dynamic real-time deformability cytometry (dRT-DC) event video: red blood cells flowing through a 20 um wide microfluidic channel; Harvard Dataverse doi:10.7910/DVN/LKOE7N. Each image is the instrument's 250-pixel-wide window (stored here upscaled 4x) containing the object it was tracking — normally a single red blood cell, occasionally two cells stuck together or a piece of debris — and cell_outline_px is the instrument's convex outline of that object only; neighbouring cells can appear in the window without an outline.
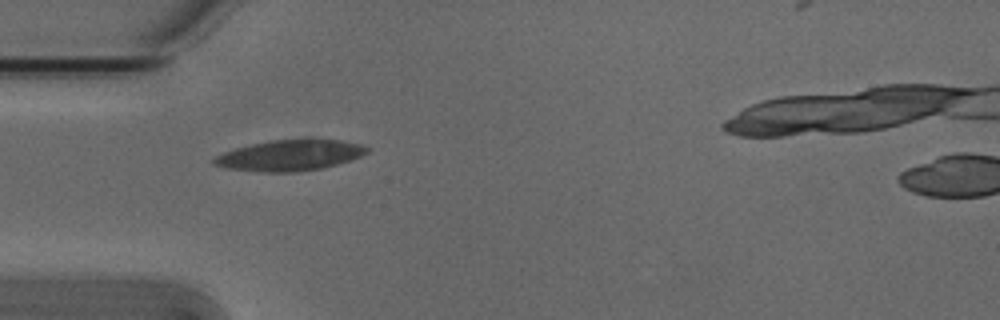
{"species": "Egyptian fruit bat (a non-hibernating species)", "species_latin": "Rousettus aegyptiacus", "temperature_condition": "cold", "stored_images_in_passage": 2, "camera_frame_rate_fps": 3000, "um_per_image_px": 0.085, "animal": {"sex": "male"}, "frame": {"image": 1, "passage_image": 1, "time_ms": 0.0, "image_size_px": [1000, 320], "cell_outline_px": [[368, 152], [360, 156], [336, 164], [320, 168], [296, 172], [260, 172], [228, 168], [212, 164], [212, 160], [216, 156], [224, 152], [236, 148], [252, 144], [272, 140], [304, 136], [340, 140], [360, 144], [368, 148]], "centroid_in_image_um": [24.65, 13.16], "position_along_channel_um": 60.4, "area_um2": 27.92}}
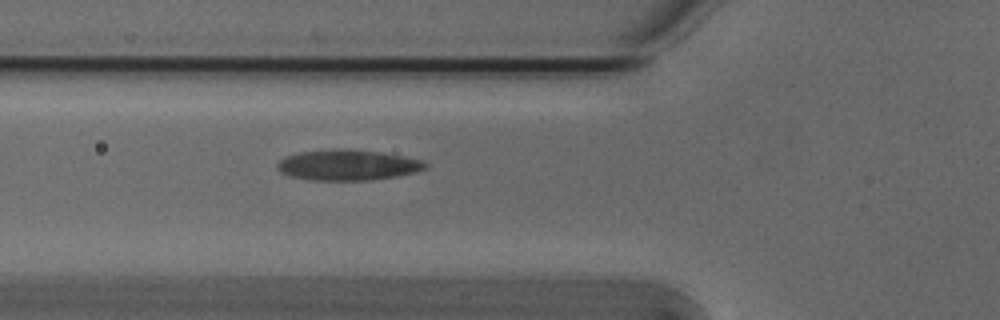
{"frame": {"image": 2, "passage_image": 2, "time_ms": 0.333, "image_size_px": [1000, 320], "cell_outline_px": [[428, 168], [416, 172], [396, 176], [372, 180], [312, 180], [292, 176], [280, 172], [276, 168], [276, 164], [284, 156], [300, 152], [348, 148], [380, 152], [404, 156], [424, 160], [428, 164]], "centroid_in_image_um": [29.59, 14.02], "position_along_channel_um": 96.2, "area_um2": 26.53}}